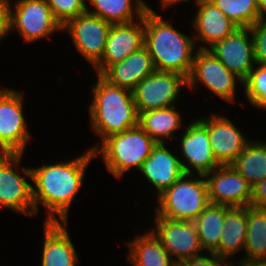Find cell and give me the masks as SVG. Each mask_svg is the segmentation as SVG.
<instances>
[{
	"label": "cell",
	"instance_id": "obj_2",
	"mask_svg": "<svg viewBox=\"0 0 266 266\" xmlns=\"http://www.w3.org/2000/svg\"><path fill=\"white\" fill-rule=\"evenodd\" d=\"M143 18L144 46L152 57L155 70L175 72L188 78L195 55L193 51L198 49L196 38L175 29L150 6Z\"/></svg>",
	"mask_w": 266,
	"mask_h": 266
},
{
	"label": "cell",
	"instance_id": "obj_26",
	"mask_svg": "<svg viewBox=\"0 0 266 266\" xmlns=\"http://www.w3.org/2000/svg\"><path fill=\"white\" fill-rule=\"evenodd\" d=\"M231 207L210 203L194 220L201 246L205 254L219 248L225 214Z\"/></svg>",
	"mask_w": 266,
	"mask_h": 266
},
{
	"label": "cell",
	"instance_id": "obj_20",
	"mask_svg": "<svg viewBox=\"0 0 266 266\" xmlns=\"http://www.w3.org/2000/svg\"><path fill=\"white\" fill-rule=\"evenodd\" d=\"M155 71L152 57L145 46L123 61L110 65L101 76L110 84L133 90L138 83Z\"/></svg>",
	"mask_w": 266,
	"mask_h": 266
},
{
	"label": "cell",
	"instance_id": "obj_23",
	"mask_svg": "<svg viewBox=\"0 0 266 266\" xmlns=\"http://www.w3.org/2000/svg\"><path fill=\"white\" fill-rule=\"evenodd\" d=\"M247 235L246 207H231L225 214L221 230L219 248L214 252L219 257L228 259L245 248Z\"/></svg>",
	"mask_w": 266,
	"mask_h": 266
},
{
	"label": "cell",
	"instance_id": "obj_38",
	"mask_svg": "<svg viewBox=\"0 0 266 266\" xmlns=\"http://www.w3.org/2000/svg\"><path fill=\"white\" fill-rule=\"evenodd\" d=\"M188 2V1H190V0H160V2H161V6L163 7V8H166L167 6H171V5H174V4H177V2L179 3V2ZM196 1H198V0H195V2Z\"/></svg>",
	"mask_w": 266,
	"mask_h": 266
},
{
	"label": "cell",
	"instance_id": "obj_13",
	"mask_svg": "<svg viewBox=\"0 0 266 266\" xmlns=\"http://www.w3.org/2000/svg\"><path fill=\"white\" fill-rule=\"evenodd\" d=\"M210 203L229 207H248L252 186L232 165H220L205 175Z\"/></svg>",
	"mask_w": 266,
	"mask_h": 266
},
{
	"label": "cell",
	"instance_id": "obj_7",
	"mask_svg": "<svg viewBox=\"0 0 266 266\" xmlns=\"http://www.w3.org/2000/svg\"><path fill=\"white\" fill-rule=\"evenodd\" d=\"M237 81L243 84L209 49L195 50L187 87L193 90L202 83L222 100L231 103L235 102Z\"/></svg>",
	"mask_w": 266,
	"mask_h": 266
},
{
	"label": "cell",
	"instance_id": "obj_25",
	"mask_svg": "<svg viewBox=\"0 0 266 266\" xmlns=\"http://www.w3.org/2000/svg\"><path fill=\"white\" fill-rule=\"evenodd\" d=\"M182 118L176 106L144 111L139 114V126L156 142L174 138V131L181 129Z\"/></svg>",
	"mask_w": 266,
	"mask_h": 266
},
{
	"label": "cell",
	"instance_id": "obj_34",
	"mask_svg": "<svg viewBox=\"0 0 266 266\" xmlns=\"http://www.w3.org/2000/svg\"><path fill=\"white\" fill-rule=\"evenodd\" d=\"M250 206L266 210V178L252 187Z\"/></svg>",
	"mask_w": 266,
	"mask_h": 266
},
{
	"label": "cell",
	"instance_id": "obj_16",
	"mask_svg": "<svg viewBox=\"0 0 266 266\" xmlns=\"http://www.w3.org/2000/svg\"><path fill=\"white\" fill-rule=\"evenodd\" d=\"M181 150L183 159L187 162L185 164L181 159L185 173L194 174L197 171L198 175H205L220 166L210 145L207 126L200 119L192 121L186 127L181 137Z\"/></svg>",
	"mask_w": 266,
	"mask_h": 266
},
{
	"label": "cell",
	"instance_id": "obj_15",
	"mask_svg": "<svg viewBox=\"0 0 266 266\" xmlns=\"http://www.w3.org/2000/svg\"><path fill=\"white\" fill-rule=\"evenodd\" d=\"M144 18L138 22L112 24L101 60L93 67L101 75L110 65L123 61L144 46Z\"/></svg>",
	"mask_w": 266,
	"mask_h": 266
},
{
	"label": "cell",
	"instance_id": "obj_24",
	"mask_svg": "<svg viewBox=\"0 0 266 266\" xmlns=\"http://www.w3.org/2000/svg\"><path fill=\"white\" fill-rule=\"evenodd\" d=\"M95 7L92 11L86 6V12L98 16L112 24L130 23L142 18L149 9L143 0H88ZM138 18V19H137Z\"/></svg>",
	"mask_w": 266,
	"mask_h": 266
},
{
	"label": "cell",
	"instance_id": "obj_22",
	"mask_svg": "<svg viewBox=\"0 0 266 266\" xmlns=\"http://www.w3.org/2000/svg\"><path fill=\"white\" fill-rule=\"evenodd\" d=\"M132 241V242H131ZM127 242L128 261L134 266H175L177 263L150 230Z\"/></svg>",
	"mask_w": 266,
	"mask_h": 266
},
{
	"label": "cell",
	"instance_id": "obj_12",
	"mask_svg": "<svg viewBox=\"0 0 266 266\" xmlns=\"http://www.w3.org/2000/svg\"><path fill=\"white\" fill-rule=\"evenodd\" d=\"M154 224L150 230L177 264L204 251L194 221L155 217Z\"/></svg>",
	"mask_w": 266,
	"mask_h": 266
},
{
	"label": "cell",
	"instance_id": "obj_21",
	"mask_svg": "<svg viewBox=\"0 0 266 266\" xmlns=\"http://www.w3.org/2000/svg\"><path fill=\"white\" fill-rule=\"evenodd\" d=\"M66 226L67 222H44L42 266H76L78 263Z\"/></svg>",
	"mask_w": 266,
	"mask_h": 266
},
{
	"label": "cell",
	"instance_id": "obj_28",
	"mask_svg": "<svg viewBox=\"0 0 266 266\" xmlns=\"http://www.w3.org/2000/svg\"><path fill=\"white\" fill-rule=\"evenodd\" d=\"M247 235L242 259L266 258V210L246 207Z\"/></svg>",
	"mask_w": 266,
	"mask_h": 266
},
{
	"label": "cell",
	"instance_id": "obj_11",
	"mask_svg": "<svg viewBox=\"0 0 266 266\" xmlns=\"http://www.w3.org/2000/svg\"><path fill=\"white\" fill-rule=\"evenodd\" d=\"M112 23L85 12L69 20L63 27L75 49L93 67L101 60Z\"/></svg>",
	"mask_w": 266,
	"mask_h": 266
},
{
	"label": "cell",
	"instance_id": "obj_32",
	"mask_svg": "<svg viewBox=\"0 0 266 266\" xmlns=\"http://www.w3.org/2000/svg\"><path fill=\"white\" fill-rule=\"evenodd\" d=\"M250 30L256 64H266V18L259 19Z\"/></svg>",
	"mask_w": 266,
	"mask_h": 266
},
{
	"label": "cell",
	"instance_id": "obj_33",
	"mask_svg": "<svg viewBox=\"0 0 266 266\" xmlns=\"http://www.w3.org/2000/svg\"><path fill=\"white\" fill-rule=\"evenodd\" d=\"M210 253V254H209ZM208 255L205 254L196 255L192 258L184 260L181 264L183 266H234L235 262L227 261L224 258L219 257L214 252H208Z\"/></svg>",
	"mask_w": 266,
	"mask_h": 266
},
{
	"label": "cell",
	"instance_id": "obj_27",
	"mask_svg": "<svg viewBox=\"0 0 266 266\" xmlns=\"http://www.w3.org/2000/svg\"><path fill=\"white\" fill-rule=\"evenodd\" d=\"M231 165L253 187L266 178V142L250 141Z\"/></svg>",
	"mask_w": 266,
	"mask_h": 266
},
{
	"label": "cell",
	"instance_id": "obj_18",
	"mask_svg": "<svg viewBox=\"0 0 266 266\" xmlns=\"http://www.w3.org/2000/svg\"><path fill=\"white\" fill-rule=\"evenodd\" d=\"M139 171L156 188L158 195L185 173L180 157L171 153L165 143H156Z\"/></svg>",
	"mask_w": 266,
	"mask_h": 266
},
{
	"label": "cell",
	"instance_id": "obj_8",
	"mask_svg": "<svg viewBox=\"0 0 266 266\" xmlns=\"http://www.w3.org/2000/svg\"><path fill=\"white\" fill-rule=\"evenodd\" d=\"M13 6L14 9L10 7V31L18 30L27 43L49 38L62 30L45 0H16Z\"/></svg>",
	"mask_w": 266,
	"mask_h": 266
},
{
	"label": "cell",
	"instance_id": "obj_17",
	"mask_svg": "<svg viewBox=\"0 0 266 266\" xmlns=\"http://www.w3.org/2000/svg\"><path fill=\"white\" fill-rule=\"evenodd\" d=\"M206 126L213 154L220 165H231L251 141L226 117L199 118Z\"/></svg>",
	"mask_w": 266,
	"mask_h": 266
},
{
	"label": "cell",
	"instance_id": "obj_30",
	"mask_svg": "<svg viewBox=\"0 0 266 266\" xmlns=\"http://www.w3.org/2000/svg\"><path fill=\"white\" fill-rule=\"evenodd\" d=\"M243 81L246 98L255 106L266 110V64H256Z\"/></svg>",
	"mask_w": 266,
	"mask_h": 266
},
{
	"label": "cell",
	"instance_id": "obj_35",
	"mask_svg": "<svg viewBox=\"0 0 266 266\" xmlns=\"http://www.w3.org/2000/svg\"><path fill=\"white\" fill-rule=\"evenodd\" d=\"M10 0H0V40L10 34Z\"/></svg>",
	"mask_w": 266,
	"mask_h": 266
},
{
	"label": "cell",
	"instance_id": "obj_37",
	"mask_svg": "<svg viewBox=\"0 0 266 266\" xmlns=\"http://www.w3.org/2000/svg\"><path fill=\"white\" fill-rule=\"evenodd\" d=\"M257 3L259 7L260 17L266 18V0H257Z\"/></svg>",
	"mask_w": 266,
	"mask_h": 266
},
{
	"label": "cell",
	"instance_id": "obj_4",
	"mask_svg": "<svg viewBox=\"0 0 266 266\" xmlns=\"http://www.w3.org/2000/svg\"><path fill=\"white\" fill-rule=\"evenodd\" d=\"M90 149L104 159L107 171L121 178L131 168L140 170L156 142L138 125L105 138ZM100 152V153H99ZM98 153V154H97Z\"/></svg>",
	"mask_w": 266,
	"mask_h": 266
},
{
	"label": "cell",
	"instance_id": "obj_6",
	"mask_svg": "<svg viewBox=\"0 0 266 266\" xmlns=\"http://www.w3.org/2000/svg\"><path fill=\"white\" fill-rule=\"evenodd\" d=\"M22 155L23 153H0V208L34 216L33 186L25 180V177L32 179L31 167L19 166L25 176H20L15 171Z\"/></svg>",
	"mask_w": 266,
	"mask_h": 266
},
{
	"label": "cell",
	"instance_id": "obj_14",
	"mask_svg": "<svg viewBox=\"0 0 266 266\" xmlns=\"http://www.w3.org/2000/svg\"><path fill=\"white\" fill-rule=\"evenodd\" d=\"M209 50L242 82L256 64L250 28H238Z\"/></svg>",
	"mask_w": 266,
	"mask_h": 266
},
{
	"label": "cell",
	"instance_id": "obj_5",
	"mask_svg": "<svg viewBox=\"0 0 266 266\" xmlns=\"http://www.w3.org/2000/svg\"><path fill=\"white\" fill-rule=\"evenodd\" d=\"M193 175L184 173L171 187L157 195L159 206H155V217L194 221L204 211L210 204L207 181L202 174H199V180Z\"/></svg>",
	"mask_w": 266,
	"mask_h": 266
},
{
	"label": "cell",
	"instance_id": "obj_1",
	"mask_svg": "<svg viewBox=\"0 0 266 266\" xmlns=\"http://www.w3.org/2000/svg\"><path fill=\"white\" fill-rule=\"evenodd\" d=\"M82 154L68 162L61 160L56 164L31 167L35 215L39 211V204L44 206L48 212L45 222L68 221L71 203L82 188L86 168L91 159L95 158L94 152L89 148Z\"/></svg>",
	"mask_w": 266,
	"mask_h": 266
},
{
	"label": "cell",
	"instance_id": "obj_36",
	"mask_svg": "<svg viewBox=\"0 0 266 266\" xmlns=\"http://www.w3.org/2000/svg\"><path fill=\"white\" fill-rule=\"evenodd\" d=\"M239 266H266V258L235 260Z\"/></svg>",
	"mask_w": 266,
	"mask_h": 266
},
{
	"label": "cell",
	"instance_id": "obj_3",
	"mask_svg": "<svg viewBox=\"0 0 266 266\" xmlns=\"http://www.w3.org/2000/svg\"><path fill=\"white\" fill-rule=\"evenodd\" d=\"M91 87L93 99L89 106L92 129L101 141L139 125L132 91L110 84L101 75Z\"/></svg>",
	"mask_w": 266,
	"mask_h": 266
},
{
	"label": "cell",
	"instance_id": "obj_9",
	"mask_svg": "<svg viewBox=\"0 0 266 266\" xmlns=\"http://www.w3.org/2000/svg\"><path fill=\"white\" fill-rule=\"evenodd\" d=\"M23 94L0 88V153H24L31 139L23 114Z\"/></svg>",
	"mask_w": 266,
	"mask_h": 266
},
{
	"label": "cell",
	"instance_id": "obj_10",
	"mask_svg": "<svg viewBox=\"0 0 266 266\" xmlns=\"http://www.w3.org/2000/svg\"><path fill=\"white\" fill-rule=\"evenodd\" d=\"M187 78L175 72L157 71L145 77L132 90L138 113L174 106Z\"/></svg>",
	"mask_w": 266,
	"mask_h": 266
},
{
	"label": "cell",
	"instance_id": "obj_19",
	"mask_svg": "<svg viewBox=\"0 0 266 266\" xmlns=\"http://www.w3.org/2000/svg\"><path fill=\"white\" fill-rule=\"evenodd\" d=\"M195 3L198 10L192 24L196 31L197 40L206 44L199 45V49H209L239 28L211 1L198 0Z\"/></svg>",
	"mask_w": 266,
	"mask_h": 266
},
{
	"label": "cell",
	"instance_id": "obj_31",
	"mask_svg": "<svg viewBox=\"0 0 266 266\" xmlns=\"http://www.w3.org/2000/svg\"><path fill=\"white\" fill-rule=\"evenodd\" d=\"M55 19L63 27L69 20L86 12V0H45Z\"/></svg>",
	"mask_w": 266,
	"mask_h": 266
},
{
	"label": "cell",
	"instance_id": "obj_29",
	"mask_svg": "<svg viewBox=\"0 0 266 266\" xmlns=\"http://www.w3.org/2000/svg\"><path fill=\"white\" fill-rule=\"evenodd\" d=\"M239 28H250L260 17L257 0H209Z\"/></svg>",
	"mask_w": 266,
	"mask_h": 266
}]
</instances>
